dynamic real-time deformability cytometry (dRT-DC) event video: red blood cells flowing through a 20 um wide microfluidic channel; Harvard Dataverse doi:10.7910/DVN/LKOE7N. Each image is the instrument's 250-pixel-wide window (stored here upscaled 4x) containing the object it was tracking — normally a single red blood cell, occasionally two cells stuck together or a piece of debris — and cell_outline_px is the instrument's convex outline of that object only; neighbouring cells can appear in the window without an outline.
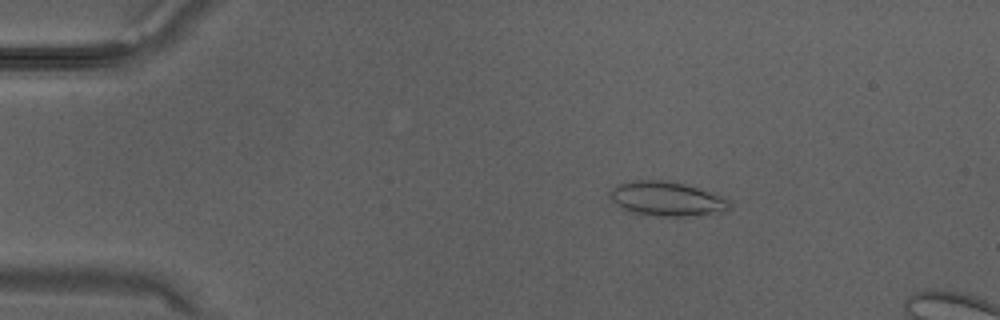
{"species": "Egyptian fruit bat (a non-hibernating species)", "species_latin": "Rousettus aegyptiacus", "temperature_condition": "warm", "stored_images_in_passage": 33, "camera_frame_rate_fps": 3000, "um_per_image_px": 0.085, "animal": {"sex": "male"}, "frame": {"image": 1, "passage_image": 6, "time_ms": 1.667, "image_size_px": [1000, 320], "cell_outline_px": [[732, 208], [724, 212], [684, 216], [656, 216], [632, 212], [616, 204], [612, 200], [608, 192], [616, 184], [632, 180], [668, 180], [684, 184], [720, 196], [728, 200]], "centroid_in_image_um": [56.64, 16.89], "position_along_channel_um": 28.4, "area_um2": 23.81}}
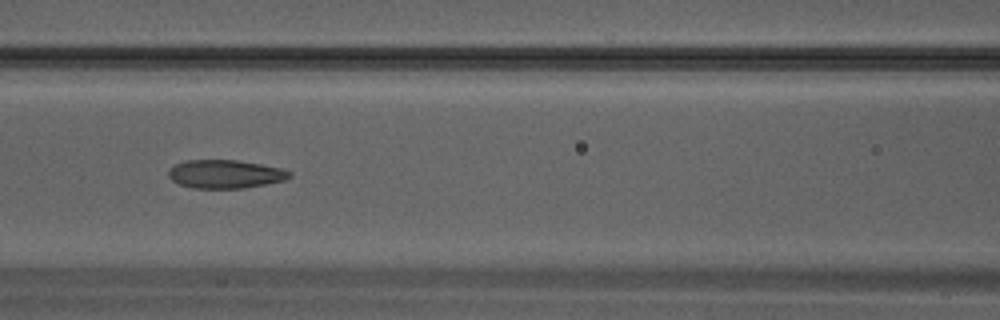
{"frame": {"image": 2, "passage_image": 15, "time_ms": 4.667, "image_size_px": [1000, 320], "cell_outline_px": [[292, 176], [284, 180], [244, 188], [192, 188], [180, 184], [172, 180], [168, 176], [168, 172], [176, 164], [184, 160], [236, 160], [260, 164], [280, 168], [292, 172]], "centroid_in_image_um": [19.14, 14.79], "position_along_channel_um": 147.5, "area_um2": 19.88}}
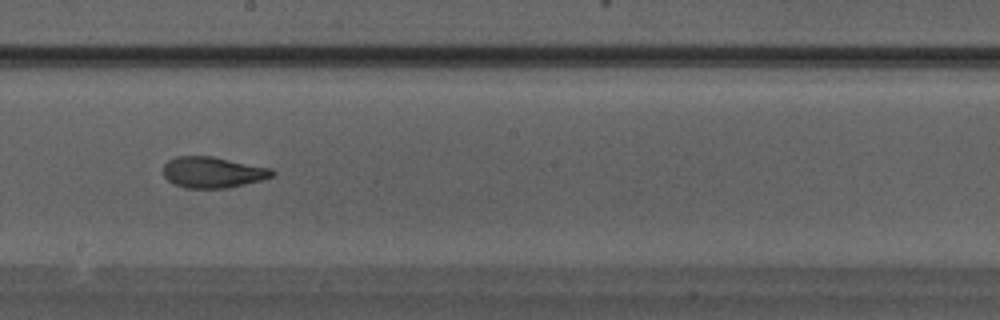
{"frame": {"image": 3, "passage_image": 19, "time_ms": 6.0, "image_size_px": [1000, 320], "cell_outline_px": [[276, 172], [272, 176], [260, 180], [244, 184], [224, 188], [184, 188], [168, 180], [164, 176], [164, 164], [168, 160], [176, 156], [212, 156], [272, 168]], "centroid_in_image_um": [18.08, 14.63], "position_along_channel_um": 230.1, "area_um2": 19.59}}